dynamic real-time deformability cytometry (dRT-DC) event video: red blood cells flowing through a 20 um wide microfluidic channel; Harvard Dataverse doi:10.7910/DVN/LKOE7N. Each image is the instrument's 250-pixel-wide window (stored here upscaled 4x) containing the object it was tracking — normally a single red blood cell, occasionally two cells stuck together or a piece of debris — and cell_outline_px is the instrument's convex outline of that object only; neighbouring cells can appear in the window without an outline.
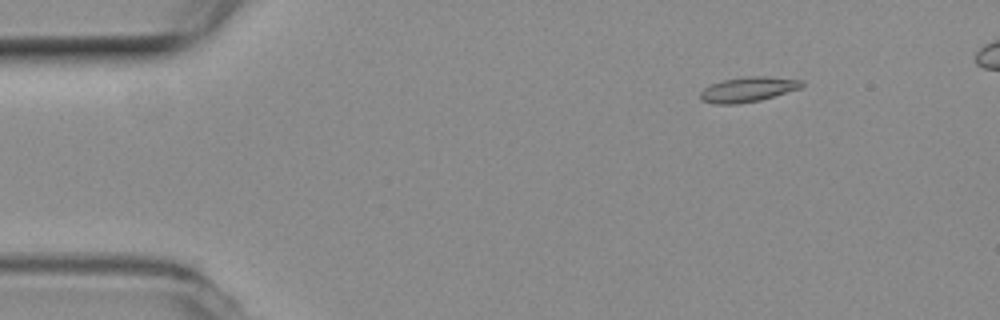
{"species": "common noctule bat (a hibernating species)", "species_latin": "Nyctalus noctula", "temperature_condition": "room temperature", "stored_images_in_passage": 7, "camera_frame_rate_fps": 3000, "um_per_image_px": 0.085, "animal": {"sex": "female", "body_mass_g": 19.3, "forearm_length_mm": 54.1}, "frame": {"image": 1, "passage_image": 3, "time_ms": 0.667, "image_size_px": [1000, 320], "cell_outline_px": [[804, 84], [800, 88], [760, 100], [736, 104], [712, 104], [700, 100], [700, 92], [704, 88], [712, 84], [724, 80], [748, 76], [764, 76], [804, 80]], "centroid_in_image_um": [63.56, 7.6], "position_along_channel_um": 21.4, "area_um2": 14.68}}
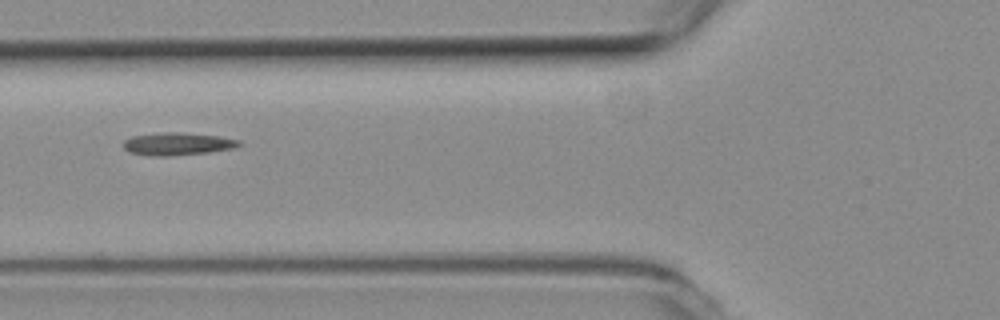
{"frame": {"image": 2, "passage_image": 7, "time_ms": 2.0, "image_size_px": [1000, 320], "cell_outline_px": [[240, 144], [232, 148], [208, 152], [168, 156], [152, 156], [132, 152], [124, 148], [124, 140], [132, 136], [164, 132], [176, 132], [220, 136], [240, 140]], "centroid_in_image_um": [15.08, 12.22], "position_along_channel_um": 110.7, "area_um2": 14.97}}